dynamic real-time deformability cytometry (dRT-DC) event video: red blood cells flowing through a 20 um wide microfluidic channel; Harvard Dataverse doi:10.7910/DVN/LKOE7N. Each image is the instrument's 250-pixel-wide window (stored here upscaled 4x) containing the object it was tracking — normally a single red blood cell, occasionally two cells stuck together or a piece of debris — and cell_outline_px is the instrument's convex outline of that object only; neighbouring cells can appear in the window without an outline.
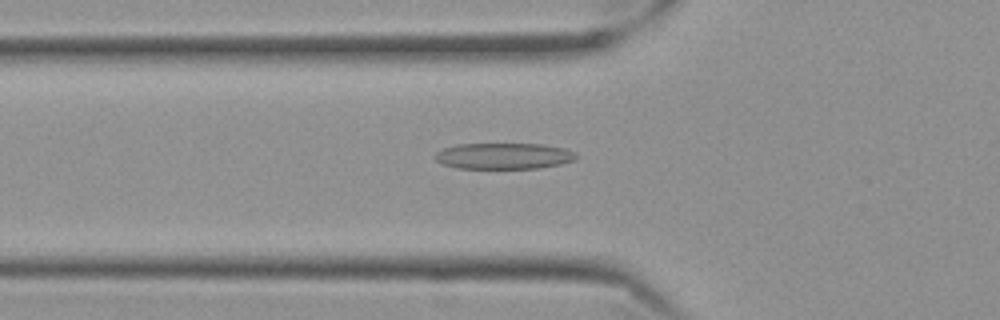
{"species": "Egyptian fruit bat (a non-hibernating species)", "species_latin": "Rousettus aegyptiacus", "temperature_condition": "cold", "stored_images_in_passage": 46, "camera_frame_rate_fps": 3000, "um_per_image_px": 0.085, "frame": {"image": 1, "passage_image": 9, "time_ms": 2.667, "image_size_px": [1000, 320], "cell_outline_px": [[580, 156], [572, 160], [560, 164], [536, 168], [456, 168], [440, 164], [432, 156], [436, 152], [444, 148], [456, 144], [544, 144], [564, 148], [576, 152]], "centroid_in_image_um": [42.79, 13.25], "position_along_channel_um": 83.0, "area_um2": 21.62}}
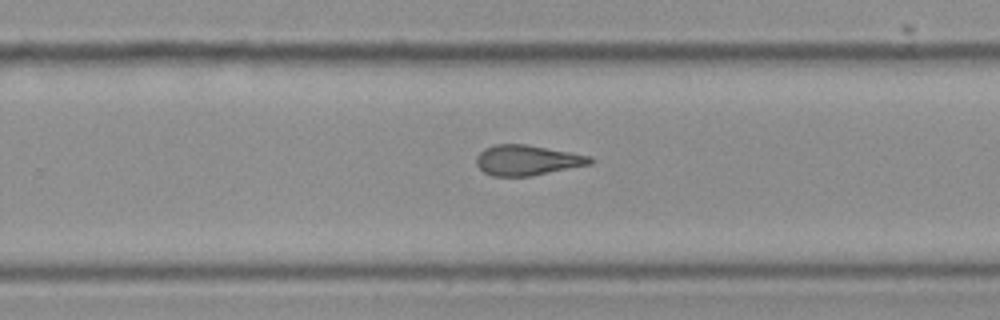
{"frame": {"image": 2, "passage_image": 26, "time_ms": 8.333, "image_size_px": [1000, 320], "cell_outline_px": [[592, 164], [532, 176], [492, 176], [484, 172], [476, 164], [476, 156], [484, 148], [496, 144], [524, 144], [592, 156]], "centroid_in_image_um": [44.8, 13.62], "position_along_channel_um": 285.0, "area_um2": 20.06}}
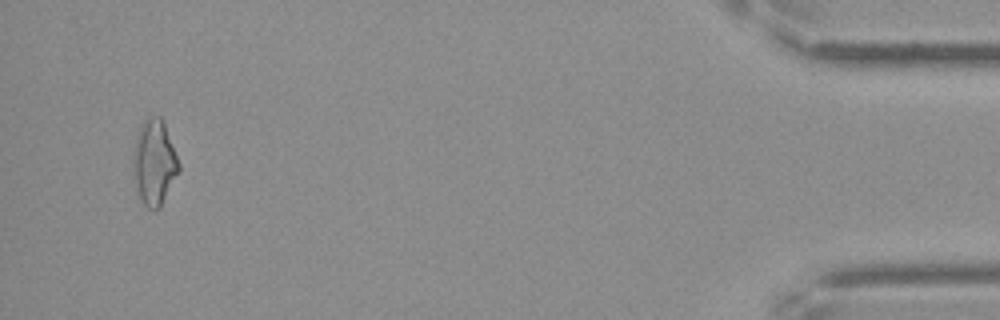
{"frame": {"image": 3, "passage_image": 44, "time_ms": 14.333, "image_size_px": [1000, 320], "cell_outline_px": [[180, 168], [160, 208], [148, 208], [140, 200], [132, 176], [132, 156], [136, 136], [140, 124], [148, 116], [160, 116], [164, 120], [180, 164]], "centroid_in_image_um": [13.08, 13.77], "position_along_channel_um": 422.1, "area_um2": 23.06}, "authors_computed_cell_mechanics": {"area_um2": 20.519, "velocity_mm_per_s": 3.5416, "shape_relaxation_time_tau1_ms": 9.0037, "shape_relaxation_time_tau2_ms": 2.7963, "deformation_change_tau1": 0.2305, "deformation_change_tau2": 0.1289}}